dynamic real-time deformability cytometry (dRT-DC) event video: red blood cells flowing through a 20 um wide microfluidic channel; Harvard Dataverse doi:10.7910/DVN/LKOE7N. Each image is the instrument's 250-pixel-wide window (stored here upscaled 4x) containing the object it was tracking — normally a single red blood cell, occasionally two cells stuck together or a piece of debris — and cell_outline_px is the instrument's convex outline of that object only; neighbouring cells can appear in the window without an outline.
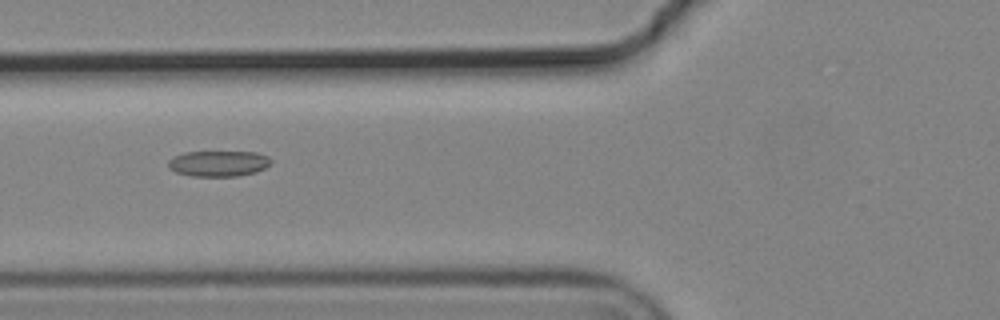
{"species": "common noctule bat (a hibernating species)", "species_latin": "Nyctalus noctula", "temperature_condition": "cold", "stored_images_in_passage": 6, "camera_frame_rate_fps": 3000, "um_per_image_px": 0.085, "animal": {"sex": "male", "body_mass_g": 19.2, "forearm_length_mm": 51.8}, "frame": {"image": 1, "passage_image": 5, "time_ms": 1.333, "image_size_px": [1000, 320], "cell_outline_px": [[272, 160], [264, 168], [256, 172], [236, 176], [192, 176], [176, 172], [168, 168], [168, 160], [172, 156], [184, 152], [256, 152], [268, 156]], "centroid_in_image_um": [18.53, 13.89], "position_along_channel_um": 107.3, "area_um2": 15.43}}
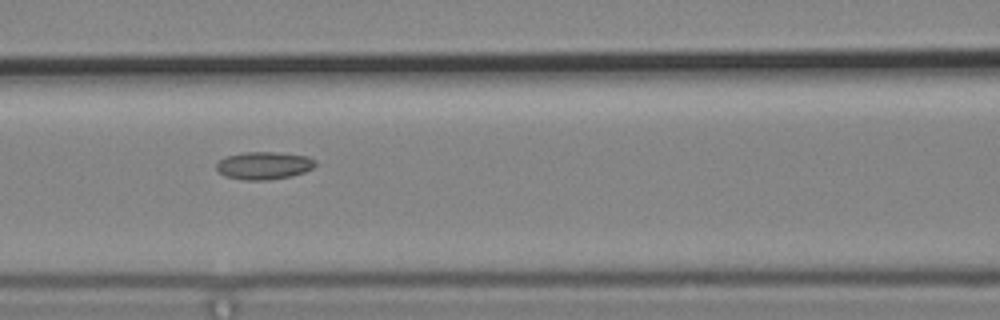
{"frame": {"image": 2, "passage_image": 6, "time_ms": 1.667, "image_size_px": [1000, 320], "cell_outline_px": [[316, 164], [312, 168], [304, 172], [292, 176], [268, 180], [244, 180], [224, 176], [216, 168], [216, 164], [220, 160], [228, 156], [244, 152], [284, 152], [308, 156], [316, 160]], "centroid_in_image_um": [22.47, 14.06], "position_along_channel_um": 144.1, "area_um2": 16.07}}